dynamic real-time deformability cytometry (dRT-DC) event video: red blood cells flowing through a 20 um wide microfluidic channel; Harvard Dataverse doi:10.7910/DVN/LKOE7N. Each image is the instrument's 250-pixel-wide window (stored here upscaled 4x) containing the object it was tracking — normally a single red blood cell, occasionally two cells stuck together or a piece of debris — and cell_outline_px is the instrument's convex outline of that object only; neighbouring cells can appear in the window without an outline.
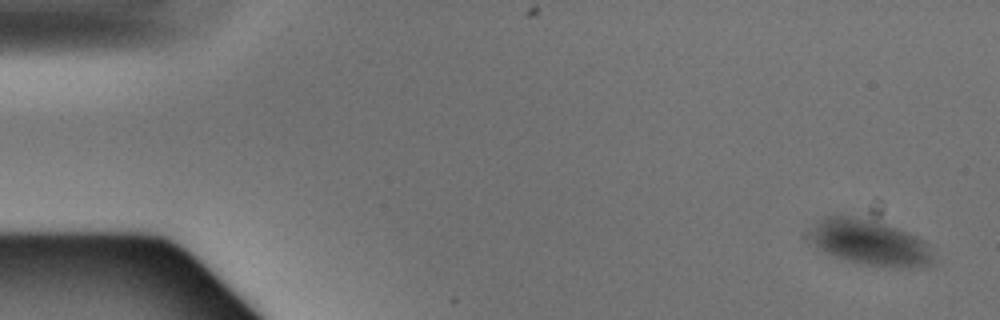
{"species": "Egyptian fruit bat (a non-hibernating species)", "species_latin": "Rousettus aegyptiacus", "temperature_condition": "warm", "stored_images_in_passage": 5, "camera_frame_rate_fps": 3000, "um_per_image_px": 0.085, "animal": {"sex": "male"}, "frame": {"image": 1, "passage_image": 1, "time_ms": 0.0, "image_size_px": [1000, 320], "cell_outline_px": [[936, 264], [864, 264], [832, 256], [816, 248], [812, 240], [812, 228], [824, 216], [868, 212], [876, 212], [924, 240], [932, 252], [936, 260]], "centroid_in_image_um": [73.94, 20.43], "position_along_channel_um": 11.1, "area_um2": 34.1}}
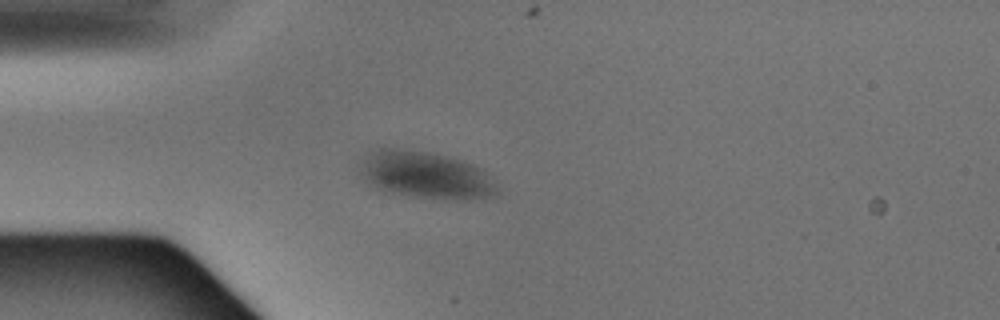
{"frame": {"image": 2, "passage_image": 4, "time_ms": 1.0, "image_size_px": [1000, 320], "cell_outline_px": [[500, 192], [496, 196], [472, 200], [444, 200], [408, 196], [384, 192], [368, 184], [364, 180], [360, 172], [360, 164], [376, 148], [392, 148], [432, 152], [460, 160], [484, 168]], "centroid_in_image_um": [36.22, 14.92], "position_along_channel_um": 48.8, "area_um2": 38.32}}